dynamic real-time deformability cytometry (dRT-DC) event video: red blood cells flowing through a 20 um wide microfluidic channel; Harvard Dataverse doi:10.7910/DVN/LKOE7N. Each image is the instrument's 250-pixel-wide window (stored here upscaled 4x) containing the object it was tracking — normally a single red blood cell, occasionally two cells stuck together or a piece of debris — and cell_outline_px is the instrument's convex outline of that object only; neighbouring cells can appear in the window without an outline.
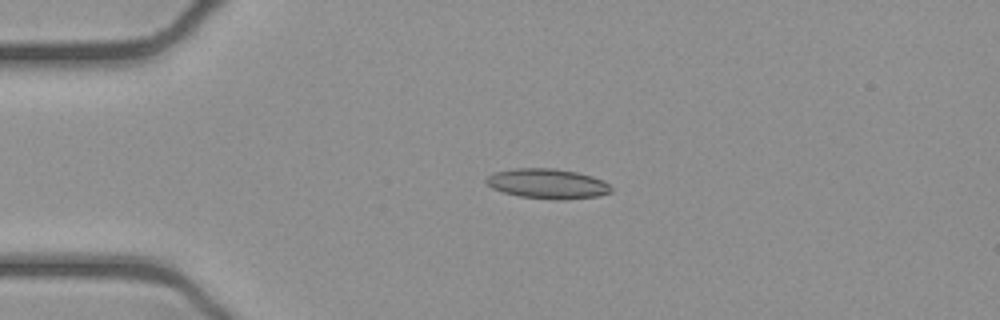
{"species": "common noctule bat (a hibernating species)", "species_latin": "Nyctalus noctula", "temperature_condition": "cold", "stored_images_in_passage": 41, "camera_frame_rate_fps": 3000, "um_per_image_px": 0.085, "animal": {"sex": "female", "body_mass_g": 21.9}, "frame": {"image": 1, "passage_image": 1, "time_ms": 0.0, "image_size_px": [1000, 320], "cell_outline_px": [[612, 192], [596, 196], [564, 200], [552, 200], [520, 196], [504, 192], [492, 188], [484, 180], [488, 176], [496, 172], [516, 168], [556, 168], [576, 172], [592, 176], [604, 180], [612, 188]], "centroid_in_image_um": [46.56, 15.62], "position_along_channel_um": 38.4, "area_um2": 21.79}}
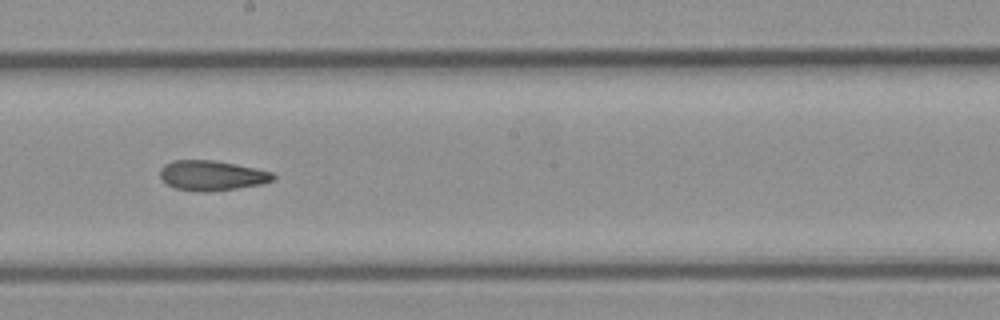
{"frame": {"image": 2, "passage_image": 18, "time_ms": 5.667, "image_size_px": [1000, 320], "cell_outline_px": [[276, 180], [260, 184], [236, 188], [208, 192], [196, 192], [176, 188], [168, 184], [160, 176], [160, 168], [164, 164], [172, 160], [212, 160], [236, 164], [272, 172], [276, 176]], "centroid_in_image_um": [18.01, 14.91], "position_along_channel_um": 230.2, "area_um2": 19.77}}
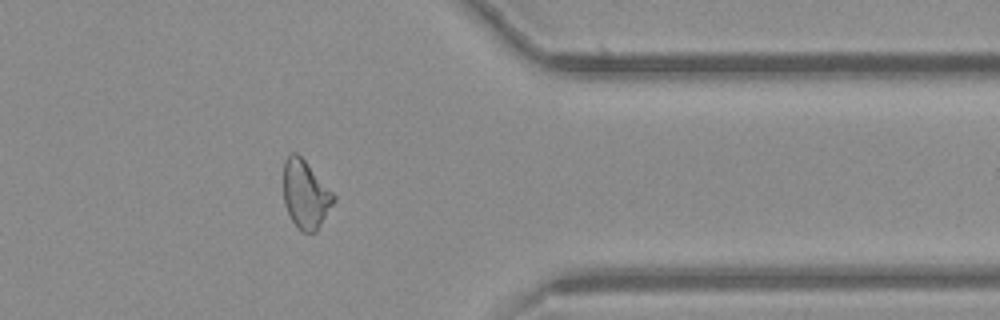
{"frame": {"image": 3, "passage_image": 31, "time_ms": 10.0, "image_size_px": [1000, 320], "cell_outline_px": [[336, 200], [316, 232], [304, 232], [296, 228], [284, 204], [284, 160], [292, 152], [296, 152], [304, 160], [336, 196]], "centroid_in_image_um": [25.97, 16.55], "position_along_channel_um": 385.4, "area_um2": 19.77}, "authors_computed_cell_mechanics": {"area_um2": 20.4612, "velocity_mm_per_s": 3.9191, "shape_relaxation_time_tau1_ms": null, "shape_relaxation_time_tau2_ms": 4.4369, "deformation_change_tau1": null, "deformation_change_tau2": 0.1143}}